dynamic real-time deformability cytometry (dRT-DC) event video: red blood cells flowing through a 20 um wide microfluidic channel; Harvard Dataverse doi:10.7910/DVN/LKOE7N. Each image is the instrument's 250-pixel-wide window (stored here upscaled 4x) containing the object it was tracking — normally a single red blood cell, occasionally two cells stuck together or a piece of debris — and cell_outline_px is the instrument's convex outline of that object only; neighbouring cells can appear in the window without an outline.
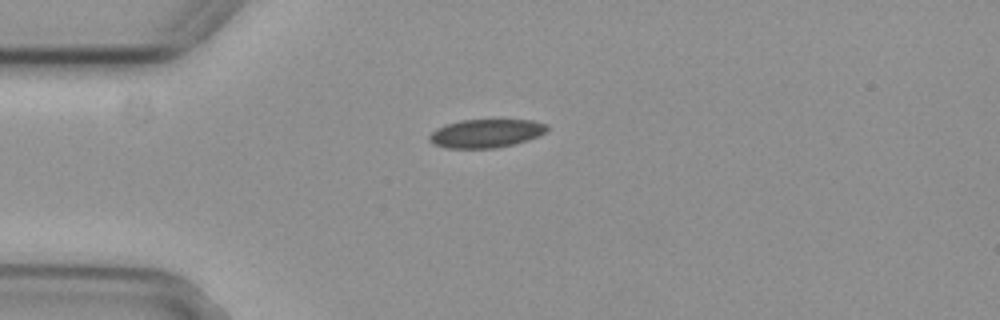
{"species": "common noctule bat (a hibernating species)", "species_latin": "Nyctalus noctula", "temperature_condition": "cold", "stored_images_in_passage": 2, "camera_frame_rate_fps": 3000, "um_per_image_px": 0.085, "animal": {"sex": "female", "body_mass_g": 29.2, "forearm_length_mm": 56.3}, "frame": {"image": 1, "passage_image": 1, "time_ms": 0.0, "image_size_px": [1000, 320], "cell_outline_px": [[548, 128], [544, 132], [536, 136], [512, 144], [496, 148], [448, 148], [432, 144], [428, 140], [428, 136], [436, 128], [460, 120], [532, 120], [548, 124]], "centroid_in_image_um": [41.26, 11.33], "position_along_channel_um": 43.7, "area_um2": 19.31}}
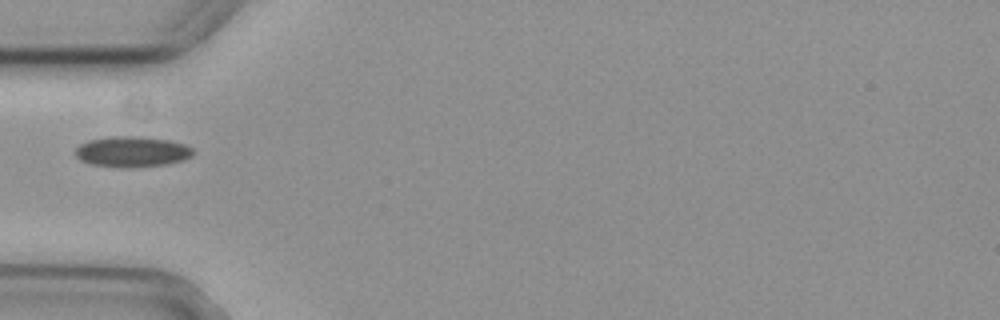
{"frame": {"image": 2, "passage_image": 2, "time_ms": 0.333, "image_size_px": [1000, 320], "cell_outline_px": [[196, 152], [192, 156], [184, 160], [164, 164], [128, 168], [92, 164], [80, 160], [76, 156], [76, 148], [80, 144], [88, 140], [112, 136], [140, 136], [168, 140], [184, 144], [192, 148]], "centroid_in_image_um": [11.24, 12.88], "position_along_channel_um": 73.8, "area_um2": 20.98}}